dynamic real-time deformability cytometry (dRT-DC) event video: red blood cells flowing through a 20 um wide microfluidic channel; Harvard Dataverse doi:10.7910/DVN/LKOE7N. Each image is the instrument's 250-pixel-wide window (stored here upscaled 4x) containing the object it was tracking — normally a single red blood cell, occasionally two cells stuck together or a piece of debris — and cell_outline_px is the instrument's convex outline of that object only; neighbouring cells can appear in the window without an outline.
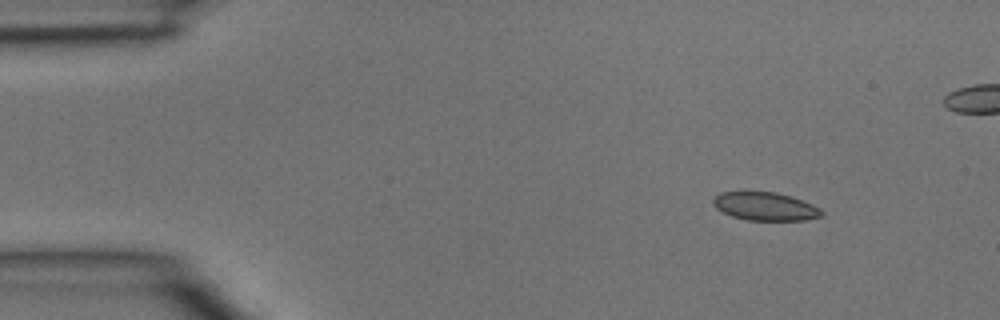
{"species": "common noctule bat (a hibernating species)", "species_latin": "Nyctalus noctula", "temperature_condition": "room temperature", "stored_images_in_passage": 36, "camera_frame_rate_fps": 3000, "um_per_image_px": 0.085, "animal": {"sex": "male", "body_mass_g": 15.6}, "frame": {"image": 1, "passage_image": 1, "time_ms": 0.0, "image_size_px": [1000, 320], "cell_outline_px": [[824, 212], [820, 216], [804, 220], [748, 220], [732, 216], [716, 208], [712, 204], [712, 200], [720, 192], [776, 192], [792, 196], [812, 204], [820, 208]], "centroid_in_image_um": [65.04, 17.54], "position_along_channel_um": 20.0, "area_um2": 17.74}}
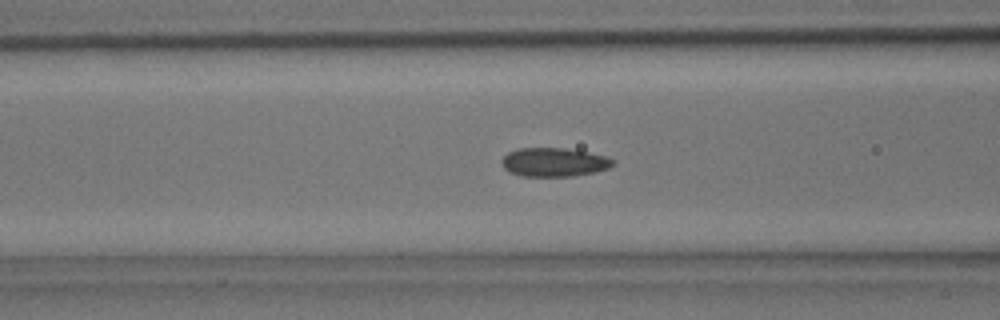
{"frame": {"image": 2, "passage_image": 13, "time_ms": 4.0, "image_size_px": [1000, 320], "cell_outline_px": [[616, 164], [608, 168], [596, 172], [572, 176], [520, 176], [508, 172], [504, 168], [504, 156], [508, 152], [520, 148], [564, 148], [588, 152], [608, 156], [616, 160]], "centroid_in_image_um": [47.16, 13.79], "position_along_channel_um": 119.4, "area_um2": 18.73}}
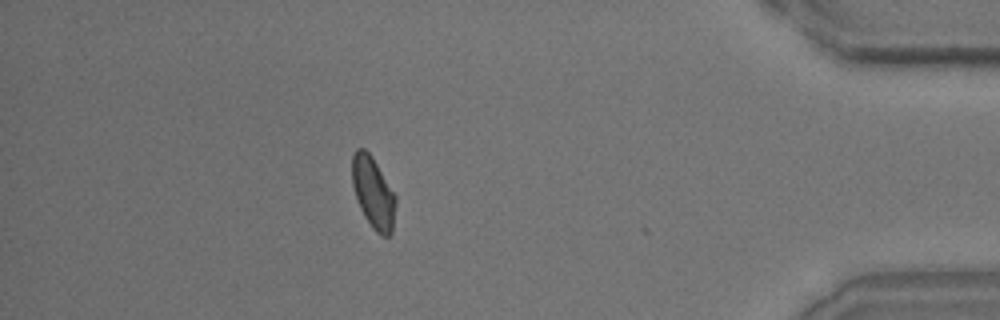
{"frame": {"image": 3, "passage_image": 35, "time_ms": 11.333, "image_size_px": [1000, 320], "cell_outline_px": [[396, 204], [392, 232], [388, 236], [384, 236], [376, 232], [372, 228], [364, 216], [356, 200], [352, 184], [352, 156], [356, 148], [364, 148], [372, 156], [396, 196]], "centroid_in_image_um": [31.71, 16.37], "position_along_channel_um": 403.5, "area_um2": 18.21}}